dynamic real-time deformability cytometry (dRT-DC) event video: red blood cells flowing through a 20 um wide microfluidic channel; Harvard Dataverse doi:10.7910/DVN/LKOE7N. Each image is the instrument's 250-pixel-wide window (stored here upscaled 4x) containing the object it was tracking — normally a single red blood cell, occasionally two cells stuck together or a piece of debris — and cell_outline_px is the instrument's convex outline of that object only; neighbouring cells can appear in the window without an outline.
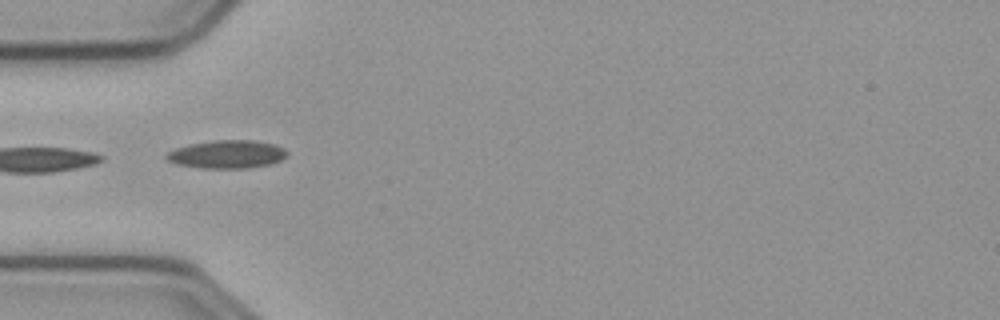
{"species": "common noctule bat (a hibernating species)", "species_latin": "Nyctalus noctula", "temperature_condition": "cold", "stored_images_in_passage": 25, "camera_frame_rate_fps": 3000, "um_per_image_px": 0.085, "animal": {"sex": "male", "body_mass_g": 23.1, "forearm_length_mm": 52.7}, "frame": {"image": 1, "passage_image": 1, "time_ms": 0.0, "image_size_px": [1000, 320], "cell_outline_px": [[288, 156], [272, 164], [248, 168], [204, 168], [180, 164], [168, 160], [164, 156], [168, 152], [176, 148], [192, 144], [212, 140], [252, 140], [276, 144], [284, 148], [288, 152]], "centroid_in_image_um": [19.37, 13.11], "position_along_channel_um": 65.6, "area_um2": 19.71}}